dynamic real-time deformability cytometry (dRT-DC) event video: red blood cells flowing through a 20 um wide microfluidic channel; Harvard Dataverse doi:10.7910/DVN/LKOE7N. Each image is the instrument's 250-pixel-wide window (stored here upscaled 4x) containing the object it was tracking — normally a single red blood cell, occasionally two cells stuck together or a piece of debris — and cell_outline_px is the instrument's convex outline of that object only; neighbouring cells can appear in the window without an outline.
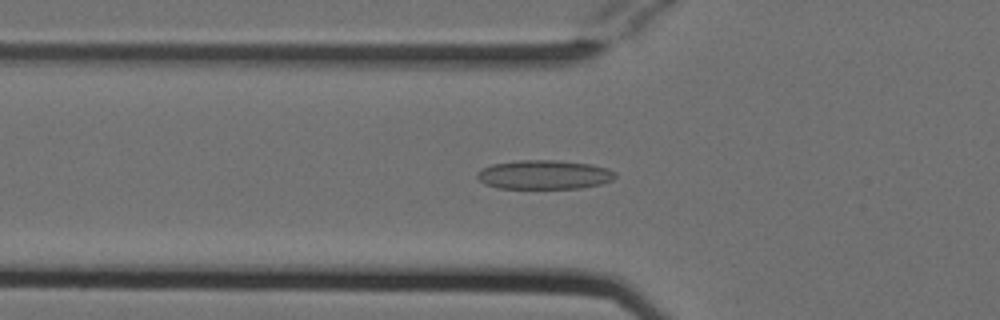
{"species": "Egyptian fruit bat (a non-hibernating species)", "species_latin": "Rousettus aegyptiacus", "temperature_condition": "cold", "stored_images_in_passage": 53, "camera_frame_rate_fps": 3000, "um_per_image_px": 0.085, "animal": {"sex": "female"}, "frame": {"image": 1, "passage_image": 18, "time_ms": 5.667, "image_size_px": [1000, 320], "cell_outline_px": [[616, 176], [612, 180], [600, 184], [580, 188], [496, 188], [484, 184], [476, 176], [476, 172], [480, 168], [492, 164], [520, 160], [556, 160], [592, 164], [608, 168], [616, 172]], "centroid_in_image_um": [46.23, 14.84], "position_along_channel_um": 79.6, "area_um2": 23.58}}
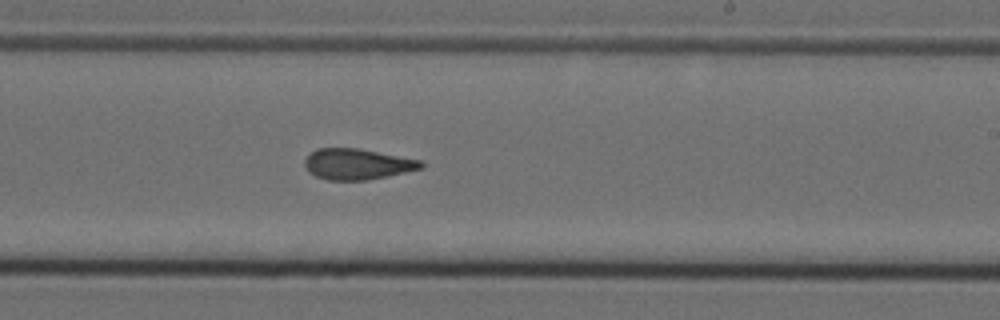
{"frame": {"image": 2, "passage_image": 32, "time_ms": 10.333, "image_size_px": [1000, 320], "cell_outline_px": [[424, 168], [388, 176], [364, 180], [328, 180], [316, 176], [304, 164], [304, 160], [316, 148], [360, 148], [424, 160]], "centroid_in_image_um": [30.45, 13.93], "position_along_channel_um": 258.6, "area_um2": 20.98}}
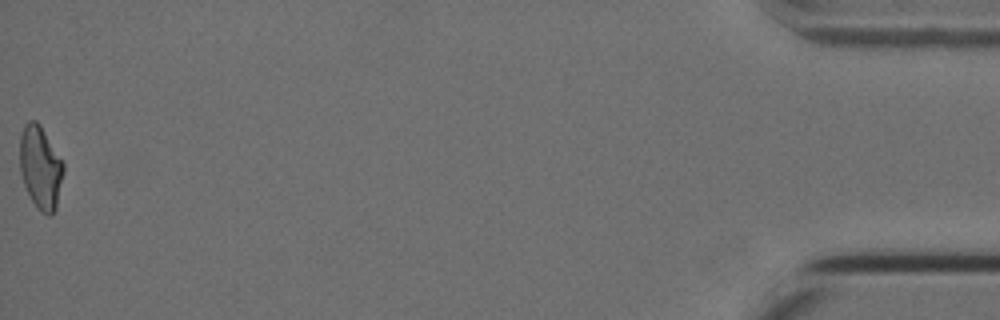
{"frame": {"image": 3, "passage_image": 53, "time_ms": 17.333, "image_size_px": [1000, 320], "cell_outline_px": [[64, 172], [56, 208], [48, 216], [40, 212], [32, 200], [24, 184], [20, 172], [20, 136], [24, 124], [28, 120], [36, 120], [40, 124], [64, 164]], "centroid_in_image_um": [3.43, 14.22], "position_along_channel_um": 431.8, "area_um2": 21.04}, "authors_computed_cell_mechanics": {"area_um2": 21.7906, "velocity_mm_per_s": 3.8251, "shape_relaxation_time_tau1_ms": null, "shape_relaxation_time_tau2_ms": 3.1186, "deformation_change_tau1": null, "deformation_change_tau2": 0.107}}